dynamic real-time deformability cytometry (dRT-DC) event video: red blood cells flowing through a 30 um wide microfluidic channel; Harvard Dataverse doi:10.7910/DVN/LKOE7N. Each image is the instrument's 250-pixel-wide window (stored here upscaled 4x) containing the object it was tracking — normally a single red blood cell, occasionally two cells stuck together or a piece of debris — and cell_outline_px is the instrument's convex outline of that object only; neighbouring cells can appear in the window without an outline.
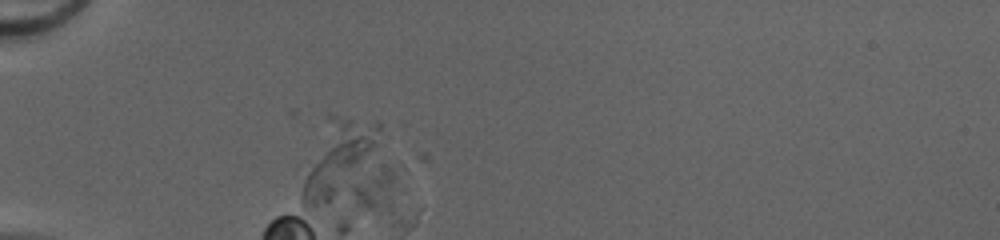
{"species": "common noctule bat (a hibernating species)", "species_latin": "Nyctalus noctula", "temperature_condition": "cold", "stored_images_in_passage": 2, "camera_frame_rate_fps": 3000, "um_per_image_px": 0.085, "animal": {"sex": "female", "body_mass_g": 20.0, "forearm_length_mm": 54.0}, "frame": {"image": 1, "passage_image": 2, "time_ms": 0.333, "image_size_px": [1000, 240], "cell_outline_px": [[380, 128], [376, 144], [340, 188], [328, 200], [316, 204], [304, 204], [304, 168], [328, 112], [376, 120], [380, 124]], "centroid_in_image_um": [28.68, 13.14], "position_along_channel_um": 56.3, "area_um2": 31.1}}